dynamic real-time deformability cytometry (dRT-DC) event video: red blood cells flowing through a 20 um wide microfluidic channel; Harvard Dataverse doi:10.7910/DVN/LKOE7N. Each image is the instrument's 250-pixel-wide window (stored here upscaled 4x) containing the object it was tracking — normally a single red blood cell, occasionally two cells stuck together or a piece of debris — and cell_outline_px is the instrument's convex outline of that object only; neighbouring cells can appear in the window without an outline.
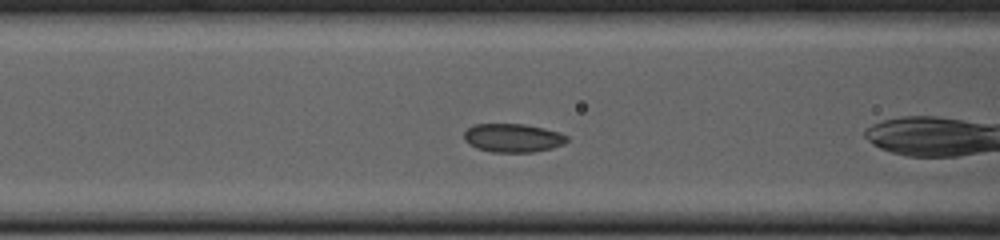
{"species": "common noctule bat (a hibernating species)", "species_latin": "Nyctalus noctula", "temperature_condition": "cold", "stored_images_in_passage": 39, "camera_frame_rate_fps": 3000, "um_per_image_px": 0.085, "animal": {"sex": "female", "body_mass_g": 23.0, "forearm_length_mm": 53.4}, "frame": {"image": 1, "passage_image": 7, "time_ms": 2.0, "image_size_px": [1000, 240], "cell_outline_px": [[568, 140], [564, 144], [552, 148], [532, 152], [492, 152], [476, 148], [468, 144], [464, 140], [464, 132], [472, 124], [524, 124], [544, 128], [560, 132], [568, 136]], "centroid_in_image_um": [43.59, 11.72], "position_along_channel_um": 123.0, "area_um2": 17.28}}
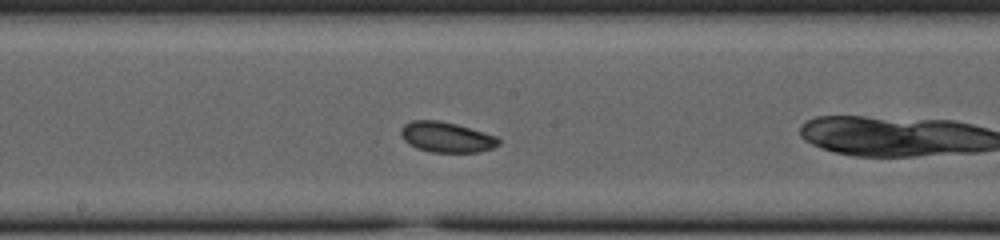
{"frame": {"image": 2, "passage_image": 14, "time_ms": 4.333, "image_size_px": [1000, 240], "cell_outline_px": [[500, 144], [492, 148], [476, 152], [432, 152], [416, 148], [408, 144], [400, 136], [400, 128], [404, 124], [412, 120], [440, 120], [456, 124], [496, 136], [500, 140]], "centroid_in_image_um": [37.9, 11.65], "position_along_channel_um": 210.3, "area_um2": 17.34}}
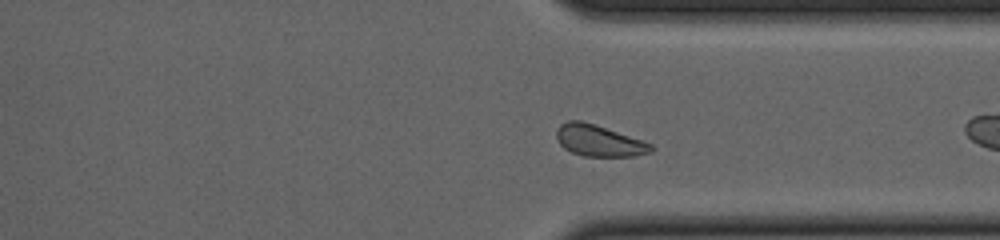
{"frame": {"image": 3, "passage_image": 26, "time_ms": 8.333, "image_size_px": [1000, 240], "cell_outline_px": [[656, 148], [652, 152], [632, 156], [584, 156], [572, 152], [564, 148], [560, 144], [556, 136], [556, 132], [560, 124], [568, 120], [580, 120], [596, 124], [652, 144]], "centroid_in_image_um": [50.91, 11.95], "position_along_channel_um": 360.5, "area_um2": 17.28}}